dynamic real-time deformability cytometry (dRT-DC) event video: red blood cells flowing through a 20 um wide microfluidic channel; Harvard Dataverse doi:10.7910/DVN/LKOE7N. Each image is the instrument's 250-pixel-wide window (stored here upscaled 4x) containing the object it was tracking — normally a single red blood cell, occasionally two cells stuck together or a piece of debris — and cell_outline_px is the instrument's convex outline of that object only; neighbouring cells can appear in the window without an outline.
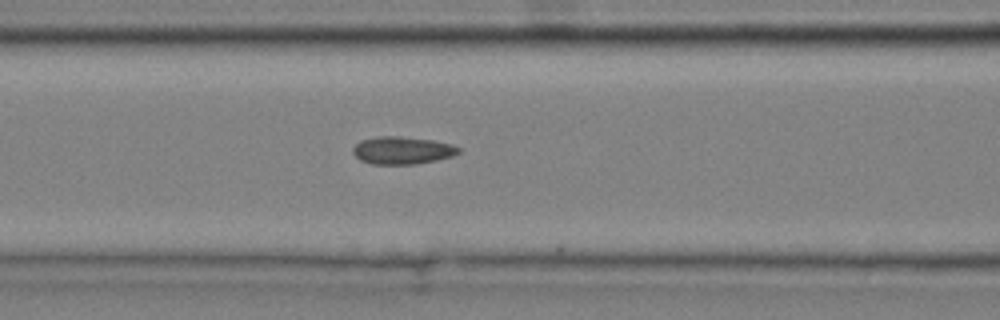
{"species": "common noctule bat (a hibernating species)", "species_latin": "Nyctalus noctula", "temperature_condition": "cold", "stored_images_in_passage": 8, "camera_frame_rate_fps": 3000, "um_per_image_px": 0.085, "animal": {"sex": "male", "body_mass_g": 20.4}, "frame": {"image": 1, "passage_image": 8, "time_ms": 2.333, "image_size_px": [1000, 320], "cell_outline_px": [[460, 152], [452, 156], [436, 160], [416, 164], [372, 164], [360, 160], [352, 152], [352, 148], [360, 140], [380, 136], [400, 136], [432, 140], [452, 144], [460, 148]], "centroid_in_image_um": [34.18, 12.78], "position_along_channel_um": 132.4, "area_um2": 16.99}}